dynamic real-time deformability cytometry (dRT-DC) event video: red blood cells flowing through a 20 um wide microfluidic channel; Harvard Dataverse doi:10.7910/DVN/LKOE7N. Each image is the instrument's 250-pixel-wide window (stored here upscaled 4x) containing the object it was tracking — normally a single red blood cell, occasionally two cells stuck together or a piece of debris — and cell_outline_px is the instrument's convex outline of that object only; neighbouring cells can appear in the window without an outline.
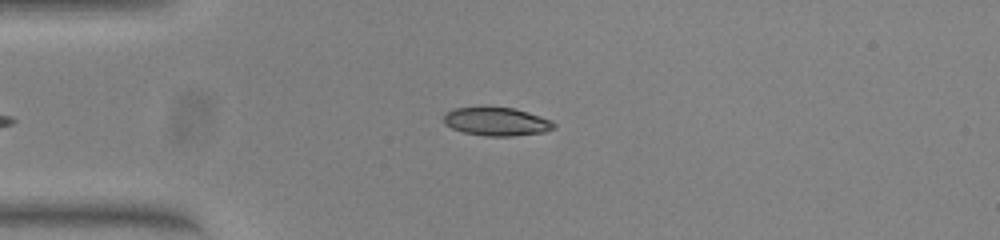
{"species": "common noctule bat (a hibernating species)", "species_latin": "Nyctalus noctula", "temperature_condition": "warm", "stored_images_in_passage": 39, "camera_frame_rate_fps": 3000, "um_per_image_px": 0.085, "animal": {"sex": "female", "body_mass_g": 23.0, "forearm_length_mm": 53.4}, "frame": {"image": 1, "passage_image": 3, "time_ms": 0.667, "image_size_px": [1000, 240], "cell_outline_px": [[556, 128], [544, 132], [512, 136], [488, 136], [464, 132], [452, 128], [444, 124], [444, 116], [448, 112], [456, 108], [512, 108], [528, 112], [552, 120], [556, 124]], "centroid_in_image_um": [42.26, 10.35], "position_along_channel_um": 42.7, "area_um2": 17.92}}
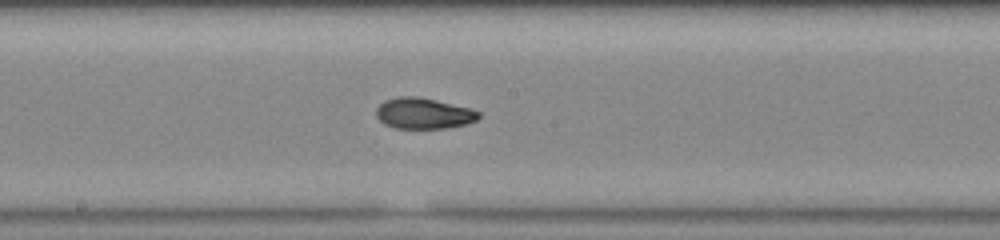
{"frame": {"image": 2, "passage_image": 18, "time_ms": 5.667, "image_size_px": [1000, 240], "cell_outline_px": [[480, 116], [476, 120], [468, 124], [444, 128], [396, 128], [384, 124], [376, 116], [376, 108], [384, 100], [400, 96], [416, 96], [436, 100], [468, 108], [480, 112]], "centroid_in_image_um": [35.98, 9.63], "position_along_channel_um": 212.2, "area_um2": 18.38}}
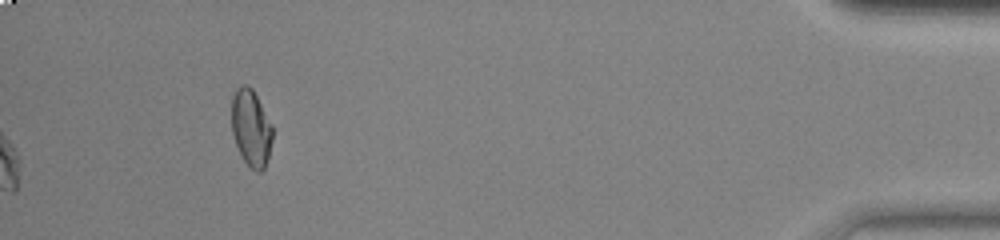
{"frame": {"image": 3, "passage_image": 39, "time_ms": 12.667, "image_size_px": [1000, 240], "cell_outline_px": [[272, 140], [268, 156], [264, 168], [260, 172], [256, 172], [240, 156], [232, 132], [232, 96], [236, 88], [240, 84], [248, 84], [252, 88], [272, 124]], "centroid_in_image_um": [21.33, 10.85], "position_along_channel_um": 413.9, "area_um2": 18.32}, "authors_computed_cell_mechanics": {"area_um2": 18.5538, "velocity_mm_per_s": 3.8354, "shape_relaxation_time_tau1_ms": null, "shape_relaxation_time_tau2_ms": 1.5138, "deformation_change_tau1": null, "deformation_change_tau2": 0.0516}}